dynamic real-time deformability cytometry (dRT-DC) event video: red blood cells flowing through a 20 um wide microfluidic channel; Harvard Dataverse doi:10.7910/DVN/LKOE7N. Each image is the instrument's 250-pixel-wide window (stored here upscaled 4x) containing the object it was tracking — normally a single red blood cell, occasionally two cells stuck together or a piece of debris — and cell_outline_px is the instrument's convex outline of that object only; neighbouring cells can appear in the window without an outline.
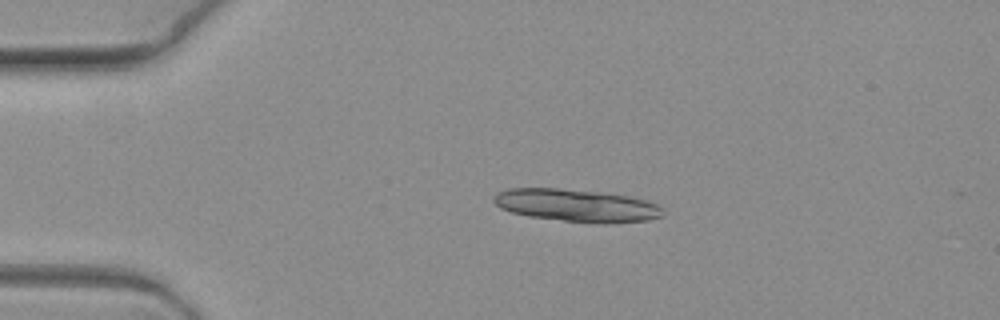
{"species": "common noctule bat (a hibernating species)", "species_latin": "Nyctalus noctula", "temperature_condition": "warm", "stored_images_in_passage": 5, "camera_frame_rate_fps": 3000, "um_per_image_px": 0.085, "animal": {"sex": "female", "body_mass_g": 19.3, "forearm_length_mm": 54.1}, "frame": {"image": 1, "passage_image": 2, "time_ms": 0.333, "image_size_px": [1000, 320], "cell_outline_px": [[664, 216], [648, 220], [608, 224], [600, 224], [528, 216], [512, 212], [500, 208], [492, 200], [492, 196], [496, 192], [508, 188], [560, 188], [596, 192], [628, 196], [644, 200], [656, 204], [664, 208]], "centroid_in_image_um": [49.0, 17.47], "position_along_channel_um": 36.0, "area_um2": 32.19}}